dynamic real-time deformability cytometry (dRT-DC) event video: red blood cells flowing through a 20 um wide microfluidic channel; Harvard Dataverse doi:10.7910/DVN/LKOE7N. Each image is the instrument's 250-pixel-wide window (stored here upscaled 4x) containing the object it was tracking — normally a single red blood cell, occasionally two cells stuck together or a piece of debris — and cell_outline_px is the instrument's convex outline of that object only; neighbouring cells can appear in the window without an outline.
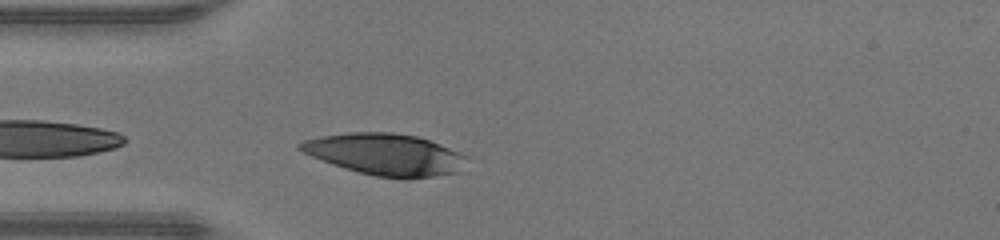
{"species": "human", "species_latin": "Homo sapiens", "temperature_condition": "warm", "stored_images_in_passage": 17, "camera_frame_rate_fps": 3000, "um_per_image_px": 0.085, "donor": {"sex": "male"}, "frame": {"image": 1, "passage_image": 2, "time_ms": 0.333, "image_size_px": [1000, 240], "cell_outline_px": [[468, 156], [460, 172], [408, 180], [404, 180], [376, 176], [344, 168], [332, 164], [312, 156], [296, 148], [296, 144], [304, 140], [320, 136], [348, 132], [392, 132], [416, 136], [428, 140]], "centroid_in_image_um": [32.74, 13.13], "position_along_channel_um": 52.3, "area_um2": 40.46}}
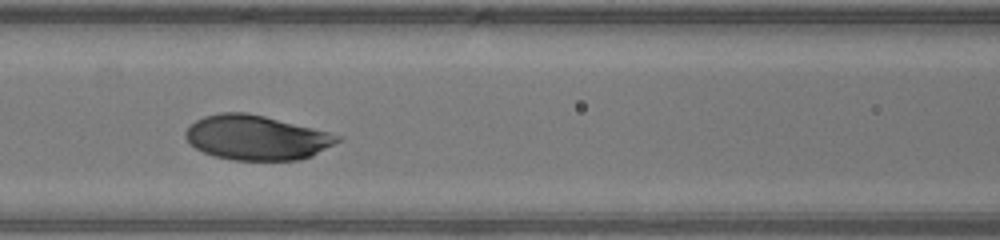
{"frame": {"image": 2, "passage_image": 9, "time_ms": 2.667, "image_size_px": [1000, 240], "cell_outline_px": [[344, 136], [340, 140], [312, 156], [300, 160], [232, 160], [216, 156], [204, 152], [196, 148], [184, 136], [184, 132], [196, 120], [204, 116], [220, 112], [248, 112]], "centroid_in_image_um": [21.8, 11.69], "position_along_channel_um": 144.8, "area_um2": 39.25}}
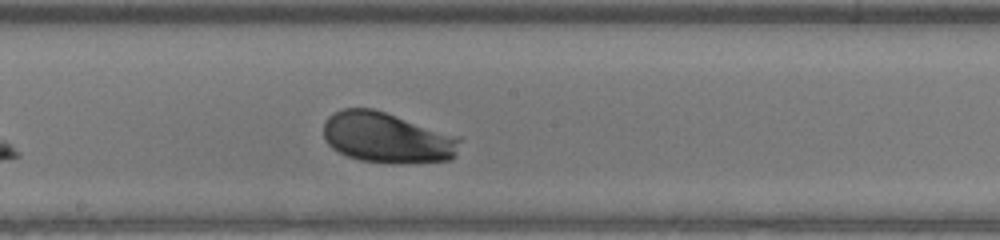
{"frame": {"image": 3, "passage_image": 14, "time_ms": 4.333, "image_size_px": [1000, 240], "cell_outline_px": [[460, 140], [456, 152], [452, 160], [408, 164], [392, 164], [360, 160], [348, 156], [332, 148], [324, 140], [324, 120], [328, 116], [344, 108], [372, 108], [460, 136]], "centroid_in_image_um": [32.9, 11.72], "position_along_channel_um": 215.3, "area_um2": 40.46}}